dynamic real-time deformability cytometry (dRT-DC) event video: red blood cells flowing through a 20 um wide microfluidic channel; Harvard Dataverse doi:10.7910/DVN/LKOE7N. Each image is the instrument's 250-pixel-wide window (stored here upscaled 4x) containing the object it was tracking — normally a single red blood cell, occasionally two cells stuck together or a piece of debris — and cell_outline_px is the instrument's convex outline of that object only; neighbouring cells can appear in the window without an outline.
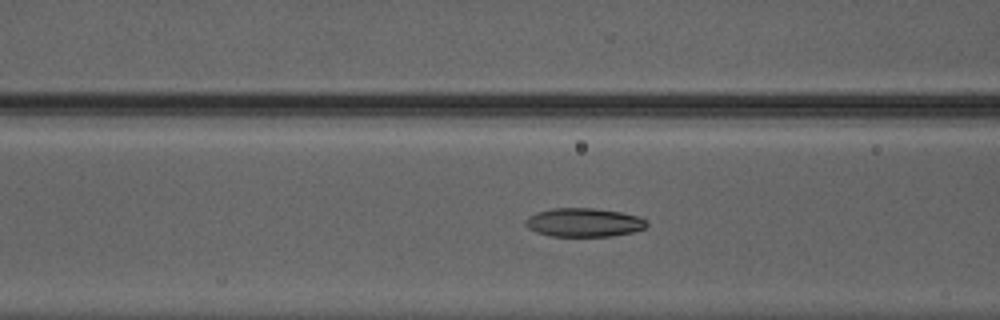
{"species": "Egyptian fruit bat (a non-hibernating species)", "species_latin": "Rousettus aegyptiacus", "temperature_condition": "warm", "stored_images_in_passage": 29, "camera_frame_rate_fps": 3000, "um_per_image_px": 0.085, "animal": {"sex": "male"}, "frame": {"image": 1, "passage_image": 5, "time_ms": 1.333, "image_size_px": [1000, 320], "cell_outline_px": [[648, 224], [644, 228], [632, 232], [608, 236], [552, 236], [536, 232], [528, 228], [524, 224], [524, 220], [528, 216], [536, 212], [552, 208], [596, 208], [620, 212], [636, 216], [644, 220]], "centroid_in_image_um": [49.56, 18.9], "position_along_channel_um": 117.0, "area_um2": 20.17}}
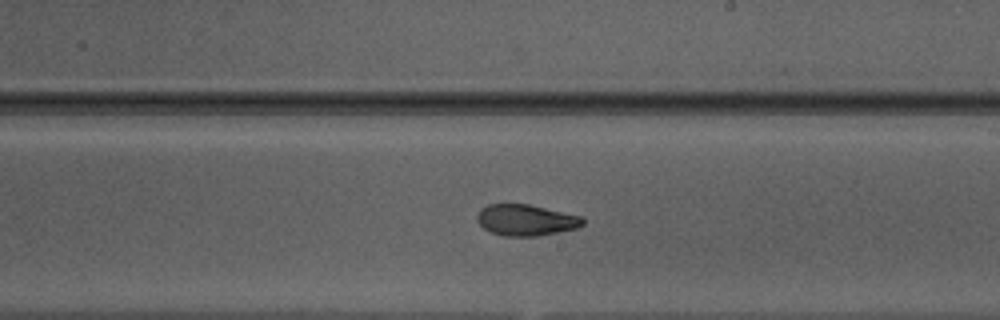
{"frame": {"image": 2, "passage_image": 14, "time_ms": 4.333, "image_size_px": [1000, 320], "cell_outline_px": [[584, 224], [576, 228], [536, 236], [504, 236], [492, 232], [484, 228], [476, 220], [476, 216], [480, 208], [488, 204], [528, 204], [580, 216], [584, 220]], "centroid_in_image_um": [44.66, 18.7], "position_along_channel_um": 244.3, "area_um2": 19.02}}
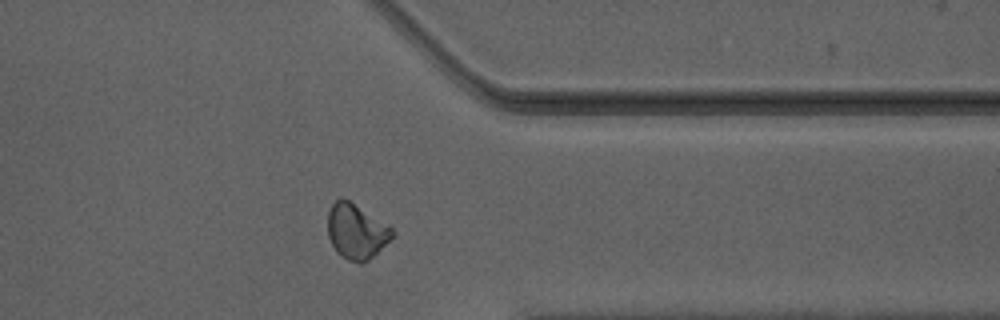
{"frame": {"image": 3, "passage_image": 24, "time_ms": 7.667, "image_size_px": [1000, 320], "cell_outline_px": [[396, 232], [368, 260], [360, 264], [348, 260], [340, 256], [336, 252], [328, 236], [328, 212], [332, 204], [340, 196], [348, 200], [392, 228]], "centroid_in_image_um": [30.24, 19.68], "position_along_channel_um": 381.2, "area_um2": 20.29}, "authors_computed_cell_mechanics": {"area_um2": 19.9988, "velocity_mm_per_s": 4.2527, "shape_relaxation_time_tau1_ms": 6.0739, "shape_relaxation_time_tau2_ms": 1.2851, "deformation_change_tau1": 0.1781, "deformation_change_tau2": 0.0596}}